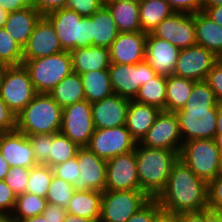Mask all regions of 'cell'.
<instances>
[{
    "mask_svg": "<svg viewBox=\"0 0 222 222\" xmlns=\"http://www.w3.org/2000/svg\"><path fill=\"white\" fill-rule=\"evenodd\" d=\"M207 188L208 184L178 159L156 199L165 218L175 213L198 212L208 208Z\"/></svg>",
    "mask_w": 222,
    "mask_h": 222,
    "instance_id": "cell-1",
    "label": "cell"
},
{
    "mask_svg": "<svg viewBox=\"0 0 222 222\" xmlns=\"http://www.w3.org/2000/svg\"><path fill=\"white\" fill-rule=\"evenodd\" d=\"M219 104L208 83L196 81L185 106L175 112L183 142L215 139Z\"/></svg>",
    "mask_w": 222,
    "mask_h": 222,
    "instance_id": "cell-2",
    "label": "cell"
},
{
    "mask_svg": "<svg viewBox=\"0 0 222 222\" xmlns=\"http://www.w3.org/2000/svg\"><path fill=\"white\" fill-rule=\"evenodd\" d=\"M135 156L140 190L149 198H157L164 190L179 154L173 150L149 148L138 143Z\"/></svg>",
    "mask_w": 222,
    "mask_h": 222,
    "instance_id": "cell-3",
    "label": "cell"
},
{
    "mask_svg": "<svg viewBox=\"0 0 222 222\" xmlns=\"http://www.w3.org/2000/svg\"><path fill=\"white\" fill-rule=\"evenodd\" d=\"M63 108L49 94L38 93L16 115V130L27 136L59 133Z\"/></svg>",
    "mask_w": 222,
    "mask_h": 222,
    "instance_id": "cell-4",
    "label": "cell"
},
{
    "mask_svg": "<svg viewBox=\"0 0 222 222\" xmlns=\"http://www.w3.org/2000/svg\"><path fill=\"white\" fill-rule=\"evenodd\" d=\"M45 17L53 24L63 50L91 46V17H82L67 8L54 10Z\"/></svg>",
    "mask_w": 222,
    "mask_h": 222,
    "instance_id": "cell-5",
    "label": "cell"
},
{
    "mask_svg": "<svg viewBox=\"0 0 222 222\" xmlns=\"http://www.w3.org/2000/svg\"><path fill=\"white\" fill-rule=\"evenodd\" d=\"M37 93L49 94L66 76L73 72L69 51L23 61Z\"/></svg>",
    "mask_w": 222,
    "mask_h": 222,
    "instance_id": "cell-6",
    "label": "cell"
},
{
    "mask_svg": "<svg viewBox=\"0 0 222 222\" xmlns=\"http://www.w3.org/2000/svg\"><path fill=\"white\" fill-rule=\"evenodd\" d=\"M221 151L214 139L183 142L179 159L207 184L218 176Z\"/></svg>",
    "mask_w": 222,
    "mask_h": 222,
    "instance_id": "cell-7",
    "label": "cell"
},
{
    "mask_svg": "<svg viewBox=\"0 0 222 222\" xmlns=\"http://www.w3.org/2000/svg\"><path fill=\"white\" fill-rule=\"evenodd\" d=\"M23 65L6 67L0 83V97L17 115L37 95Z\"/></svg>",
    "mask_w": 222,
    "mask_h": 222,
    "instance_id": "cell-8",
    "label": "cell"
},
{
    "mask_svg": "<svg viewBox=\"0 0 222 222\" xmlns=\"http://www.w3.org/2000/svg\"><path fill=\"white\" fill-rule=\"evenodd\" d=\"M108 71L114 94L129 100H134L140 86L156 76L145 59L131 65L111 63Z\"/></svg>",
    "mask_w": 222,
    "mask_h": 222,
    "instance_id": "cell-9",
    "label": "cell"
},
{
    "mask_svg": "<svg viewBox=\"0 0 222 222\" xmlns=\"http://www.w3.org/2000/svg\"><path fill=\"white\" fill-rule=\"evenodd\" d=\"M149 199L141 190H105L99 222H126Z\"/></svg>",
    "mask_w": 222,
    "mask_h": 222,
    "instance_id": "cell-10",
    "label": "cell"
},
{
    "mask_svg": "<svg viewBox=\"0 0 222 222\" xmlns=\"http://www.w3.org/2000/svg\"><path fill=\"white\" fill-rule=\"evenodd\" d=\"M137 144L126 126L122 125L104 129L95 128L86 147L99 158L107 161L117 155L135 150Z\"/></svg>",
    "mask_w": 222,
    "mask_h": 222,
    "instance_id": "cell-11",
    "label": "cell"
},
{
    "mask_svg": "<svg viewBox=\"0 0 222 222\" xmlns=\"http://www.w3.org/2000/svg\"><path fill=\"white\" fill-rule=\"evenodd\" d=\"M95 131L91 103L84 100L63 108L60 133L86 147Z\"/></svg>",
    "mask_w": 222,
    "mask_h": 222,
    "instance_id": "cell-12",
    "label": "cell"
},
{
    "mask_svg": "<svg viewBox=\"0 0 222 222\" xmlns=\"http://www.w3.org/2000/svg\"><path fill=\"white\" fill-rule=\"evenodd\" d=\"M140 144L149 148L173 150L179 154L183 139L176 113L161 110Z\"/></svg>",
    "mask_w": 222,
    "mask_h": 222,
    "instance_id": "cell-13",
    "label": "cell"
},
{
    "mask_svg": "<svg viewBox=\"0 0 222 222\" xmlns=\"http://www.w3.org/2000/svg\"><path fill=\"white\" fill-rule=\"evenodd\" d=\"M218 60L212 51L196 44L180 50L173 75L193 81H204Z\"/></svg>",
    "mask_w": 222,
    "mask_h": 222,
    "instance_id": "cell-14",
    "label": "cell"
},
{
    "mask_svg": "<svg viewBox=\"0 0 222 222\" xmlns=\"http://www.w3.org/2000/svg\"><path fill=\"white\" fill-rule=\"evenodd\" d=\"M151 34L166 40L180 50L196 45L194 14L174 12L156 26Z\"/></svg>",
    "mask_w": 222,
    "mask_h": 222,
    "instance_id": "cell-15",
    "label": "cell"
},
{
    "mask_svg": "<svg viewBox=\"0 0 222 222\" xmlns=\"http://www.w3.org/2000/svg\"><path fill=\"white\" fill-rule=\"evenodd\" d=\"M105 190H140L135 150L106 161Z\"/></svg>",
    "mask_w": 222,
    "mask_h": 222,
    "instance_id": "cell-16",
    "label": "cell"
},
{
    "mask_svg": "<svg viewBox=\"0 0 222 222\" xmlns=\"http://www.w3.org/2000/svg\"><path fill=\"white\" fill-rule=\"evenodd\" d=\"M80 173L74 183L75 190L105 191L106 160L99 158L87 147H81L77 152Z\"/></svg>",
    "mask_w": 222,
    "mask_h": 222,
    "instance_id": "cell-17",
    "label": "cell"
},
{
    "mask_svg": "<svg viewBox=\"0 0 222 222\" xmlns=\"http://www.w3.org/2000/svg\"><path fill=\"white\" fill-rule=\"evenodd\" d=\"M64 51L53 24L42 16L36 23L27 45L23 48V61L51 56Z\"/></svg>",
    "mask_w": 222,
    "mask_h": 222,
    "instance_id": "cell-18",
    "label": "cell"
},
{
    "mask_svg": "<svg viewBox=\"0 0 222 222\" xmlns=\"http://www.w3.org/2000/svg\"><path fill=\"white\" fill-rule=\"evenodd\" d=\"M180 49L170 42L147 34L145 44V60L156 75L168 77L174 74L175 64Z\"/></svg>",
    "mask_w": 222,
    "mask_h": 222,
    "instance_id": "cell-19",
    "label": "cell"
},
{
    "mask_svg": "<svg viewBox=\"0 0 222 222\" xmlns=\"http://www.w3.org/2000/svg\"><path fill=\"white\" fill-rule=\"evenodd\" d=\"M129 103V99L117 94L91 103L95 128L104 129L125 125Z\"/></svg>",
    "mask_w": 222,
    "mask_h": 222,
    "instance_id": "cell-20",
    "label": "cell"
},
{
    "mask_svg": "<svg viewBox=\"0 0 222 222\" xmlns=\"http://www.w3.org/2000/svg\"><path fill=\"white\" fill-rule=\"evenodd\" d=\"M0 152L10 167L38 165L29 138L17 130L0 133Z\"/></svg>",
    "mask_w": 222,
    "mask_h": 222,
    "instance_id": "cell-21",
    "label": "cell"
},
{
    "mask_svg": "<svg viewBox=\"0 0 222 222\" xmlns=\"http://www.w3.org/2000/svg\"><path fill=\"white\" fill-rule=\"evenodd\" d=\"M147 33H119L112 42L110 51L111 63L137 64L145 59Z\"/></svg>",
    "mask_w": 222,
    "mask_h": 222,
    "instance_id": "cell-22",
    "label": "cell"
},
{
    "mask_svg": "<svg viewBox=\"0 0 222 222\" xmlns=\"http://www.w3.org/2000/svg\"><path fill=\"white\" fill-rule=\"evenodd\" d=\"M42 16L33 6L26 7L9 13L3 28L20 47L24 48Z\"/></svg>",
    "mask_w": 222,
    "mask_h": 222,
    "instance_id": "cell-23",
    "label": "cell"
},
{
    "mask_svg": "<svg viewBox=\"0 0 222 222\" xmlns=\"http://www.w3.org/2000/svg\"><path fill=\"white\" fill-rule=\"evenodd\" d=\"M73 72L80 74L108 70L111 65L110 51L105 47L89 46L70 50Z\"/></svg>",
    "mask_w": 222,
    "mask_h": 222,
    "instance_id": "cell-24",
    "label": "cell"
},
{
    "mask_svg": "<svg viewBox=\"0 0 222 222\" xmlns=\"http://www.w3.org/2000/svg\"><path fill=\"white\" fill-rule=\"evenodd\" d=\"M160 111L157 107L130 100L125 126L137 143L153 126Z\"/></svg>",
    "mask_w": 222,
    "mask_h": 222,
    "instance_id": "cell-25",
    "label": "cell"
},
{
    "mask_svg": "<svg viewBox=\"0 0 222 222\" xmlns=\"http://www.w3.org/2000/svg\"><path fill=\"white\" fill-rule=\"evenodd\" d=\"M196 44L222 58V27L211 20L203 11L194 13Z\"/></svg>",
    "mask_w": 222,
    "mask_h": 222,
    "instance_id": "cell-26",
    "label": "cell"
},
{
    "mask_svg": "<svg viewBox=\"0 0 222 222\" xmlns=\"http://www.w3.org/2000/svg\"><path fill=\"white\" fill-rule=\"evenodd\" d=\"M118 34L111 12L103 5L91 16V46L109 49Z\"/></svg>",
    "mask_w": 222,
    "mask_h": 222,
    "instance_id": "cell-27",
    "label": "cell"
},
{
    "mask_svg": "<svg viewBox=\"0 0 222 222\" xmlns=\"http://www.w3.org/2000/svg\"><path fill=\"white\" fill-rule=\"evenodd\" d=\"M111 12L119 33L141 32L139 3L131 1H104Z\"/></svg>",
    "mask_w": 222,
    "mask_h": 222,
    "instance_id": "cell-28",
    "label": "cell"
},
{
    "mask_svg": "<svg viewBox=\"0 0 222 222\" xmlns=\"http://www.w3.org/2000/svg\"><path fill=\"white\" fill-rule=\"evenodd\" d=\"M102 206V192L95 190H76L71 197L67 213L99 221Z\"/></svg>",
    "mask_w": 222,
    "mask_h": 222,
    "instance_id": "cell-29",
    "label": "cell"
},
{
    "mask_svg": "<svg viewBox=\"0 0 222 222\" xmlns=\"http://www.w3.org/2000/svg\"><path fill=\"white\" fill-rule=\"evenodd\" d=\"M85 100L93 103L114 94L108 70L80 74Z\"/></svg>",
    "mask_w": 222,
    "mask_h": 222,
    "instance_id": "cell-30",
    "label": "cell"
},
{
    "mask_svg": "<svg viewBox=\"0 0 222 222\" xmlns=\"http://www.w3.org/2000/svg\"><path fill=\"white\" fill-rule=\"evenodd\" d=\"M62 108L85 100L81 77L72 72L59 82L49 93Z\"/></svg>",
    "mask_w": 222,
    "mask_h": 222,
    "instance_id": "cell-31",
    "label": "cell"
},
{
    "mask_svg": "<svg viewBox=\"0 0 222 222\" xmlns=\"http://www.w3.org/2000/svg\"><path fill=\"white\" fill-rule=\"evenodd\" d=\"M141 32L151 33L174 11L165 0H142L139 3Z\"/></svg>",
    "mask_w": 222,
    "mask_h": 222,
    "instance_id": "cell-32",
    "label": "cell"
},
{
    "mask_svg": "<svg viewBox=\"0 0 222 222\" xmlns=\"http://www.w3.org/2000/svg\"><path fill=\"white\" fill-rule=\"evenodd\" d=\"M196 81L170 75L166 84V111L177 112L188 101Z\"/></svg>",
    "mask_w": 222,
    "mask_h": 222,
    "instance_id": "cell-33",
    "label": "cell"
},
{
    "mask_svg": "<svg viewBox=\"0 0 222 222\" xmlns=\"http://www.w3.org/2000/svg\"><path fill=\"white\" fill-rule=\"evenodd\" d=\"M167 77L156 75L152 80L140 86L135 101L166 111Z\"/></svg>",
    "mask_w": 222,
    "mask_h": 222,
    "instance_id": "cell-34",
    "label": "cell"
},
{
    "mask_svg": "<svg viewBox=\"0 0 222 222\" xmlns=\"http://www.w3.org/2000/svg\"><path fill=\"white\" fill-rule=\"evenodd\" d=\"M81 147L62 133H54L50 144L49 167L64 163L76 157Z\"/></svg>",
    "mask_w": 222,
    "mask_h": 222,
    "instance_id": "cell-35",
    "label": "cell"
},
{
    "mask_svg": "<svg viewBox=\"0 0 222 222\" xmlns=\"http://www.w3.org/2000/svg\"><path fill=\"white\" fill-rule=\"evenodd\" d=\"M46 205L47 200L45 198L25 192L17 195L11 216L14 219H26L41 215Z\"/></svg>",
    "mask_w": 222,
    "mask_h": 222,
    "instance_id": "cell-36",
    "label": "cell"
},
{
    "mask_svg": "<svg viewBox=\"0 0 222 222\" xmlns=\"http://www.w3.org/2000/svg\"><path fill=\"white\" fill-rule=\"evenodd\" d=\"M53 174L48 165L38 164L30 168L26 192L46 198Z\"/></svg>",
    "mask_w": 222,
    "mask_h": 222,
    "instance_id": "cell-37",
    "label": "cell"
},
{
    "mask_svg": "<svg viewBox=\"0 0 222 222\" xmlns=\"http://www.w3.org/2000/svg\"><path fill=\"white\" fill-rule=\"evenodd\" d=\"M23 63V48L20 47L4 28H0V64L6 67Z\"/></svg>",
    "mask_w": 222,
    "mask_h": 222,
    "instance_id": "cell-38",
    "label": "cell"
},
{
    "mask_svg": "<svg viewBox=\"0 0 222 222\" xmlns=\"http://www.w3.org/2000/svg\"><path fill=\"white\" fill-rule=\"evenodd\" d=\"M75 191L73 184L53 174L45 199L49 204L66 208Z\"/></svg>",
    "mask_w": 222,
    "mask_h": 222,
    "instance_id": "cell-39",
    "label": "cell"
},
{
    "mask_svg": "<svg viewBox=\"0 0 222 222\" xmlns=\"http://www.w3.org/2000/svg\"><path fill=\"white\" fill-rule=\"evenodd\" d=\"M164 212L156 198H150L126 222H164Z\"/></svg>",
    "mask_w": 222,
    "mask_h": 222,
    "instance_id": "cell-40",
    "label": "cell"
},
{
    "mask_svg": "<svg viewBox=\"0 0 222 222\" xmlns=\"http://www.w3.org/2000/svg\"><path fill=\"white\" fill-rule=\"evenodd\" d=\"M27 137L37 164L49 166L50 144L53 141V134H35Z\"/></svg>",
    "mask_w": 222,
    "mask_h": 222,
    "instance_id": "cell-41",
    "label": "cell"
},
{
    "mask_svg": "<svg viewBox=\"0 0 222 222\" xmlns=\"http://www.w3.org/2000/svg\"><path fill=\"white\" fill-rule=\"evenodd\" d=\"M29 172L30 168L22 166L10 167L3 181L12 189L16 196L23 194L26 192Z\"/></svg>",
    "mask_w": 222,
    "mask_h": 222,
    "instance_id": "cell-42",
    "label": "cell"
},
{
    "mask_svg": "<svg viewBox=\"0 0 222 222\" xmlns=\"http://www.w3.org/2000/svg\"><path fill=\"white\" fill-rule=\"evenodd\" d=\"M104 5V0H67L65 8L75 11L82 17H91Z\"/></svg>",
    "mask_w": 222,
    "mask_h": 222,
    "instance_id": "cell-43",
    "label": "cell"
},
{
    "mask_svg": "<svg viewBox=\"0 0 222 222\" xmlns=\"http://www.w3.org/2000/svg\"><path fill=\"white\" fill-rule=\"evenodd\" d=\"M52 169L55 176L62 178L73 185L78 177V174L80 173L77 157L58 164Z\"/></svg>",
    "mask_w": 222,
    "mask_h": 222,
    "instance_id": "cell-44",
    "label": "cell"
},
{
    "mask_svg": "<svg viewBox=\"0 0 222 222\" xmlns=\"http://www.w3.org/2000/svg\"><path fill=\"white\" fill-rule=\"evenodd\" d=\"M208 208L222 212V176H217L208 183Z\"/></svg>",
    "mask_w": 222,
    "mask_h": 222,
    "instance_id": "cell-45",
    "label": "cell"
},
{
    "mask_svg": "<svg viewBox=\"0 0 222 222\" xmlns=\"http://www.w3.org/2000/svg\"><path fill=\"white\" fill-rule=\"evenodd\" d=\"M205 81L213 90L218 104L222 105V59L214 64Z\"/></svg>",
    "mask_w": 222,
    "mask_h": 222,
    "instance_id": "cell-46",
    "label": "cell"
},
{
    "mask_svg": "<svg viewBox=\"0 0 222 222\" xmlns=\"http://www.w3.org/2000/svg\"><path fill=\"white\" fill-rule=\"evenodd\" d=\"M174 12L194 14L203 11L204 0H165Z\"/></svg>",
    "mask_w": 222,
    "mask_h": 222,
    "instance_id": "cell-47",
    "label": "cell"
},
{
    "mask_svg": "<svg viewBox=\"0 0 222 222\" xmlns=\"http://www.w3.org/2000/svg\"><path fill=\"white\" fill-rule=\"evenodd\" d=\"M16 194L3 181L0 180V214H10L13 212Z\"/></svg>",
    "mask_w": 222,
    "mask_h": 222,
    "instance_id": "cell-48",
    "label": "cell"
},
{
    "mask_svg": "<svg viewBox=\"0 0 222 222\" xmlns=\"http://www.w3.org/2000/svg\"><path fill=\"white\" fill-rule=\"evenodd\" d=\"M16 130V114L0 97V133Z\"/></svg>",
    "mask_w": 222,
    "mask_h": 222,
    "instance_id": "cell-49",
    "label": "cell"
},
{
    "mask_svg": "<svg viewBox=\"0 0 222 222\" xmlns=\"http://www.w3.org/2000/svg\"><path fill=\"white\" fill-rule=\"evenodd\" d=\"M67 0H33V7L38 10L43 16L48 13L65 8Z\"/></svg>",
    "mask_w": 222,
    "mask_h": 222,
    "instance_id": "cell-50",
    "label": "cell"
},
{
    "mask_svg": "<svg viewBox=\"0 0 222 222\" xmlns=\"http://www.w3.org/2000/svg\"><path fill=\"white\" fill-rule=\"evenodd\" d=\"M168 222H205V210L175 213L166 217Z\"/></svg>",
    "mask_w": 222,
    "mask_h": 222,
    "instance_id": "cell-51",
    "label": "cell"
},
{
    "mask_svg": "<svg viewBox=\"0 0 222 222\" xmlns=\"http://www.w3.org/2000/svg\"><path fill=\"white\" fill-rule=\"evenodd\" d=\"M66 214V208L47 203L46 208L41 215L47 220V222H64Z\"/></svg>",
    "mask_w": 222,
    "mask_h": 222,
    "instance_id": "cell-52",
    "label": "cell"
},
{
    "mask_svg": "<svg viewBox=\"0 0 222 222\" xmlns=\"http://www.w3.org/2000/svg\"><path fill=\"white\" fill-rule=\"evenodd\" d=\"M32 6L33 0H0V7L8 13Z\"/></svg>",
    "mask_w": 222,
    "mask_h": 222,
    "instance_id": "cell-53",
    "label": "cell"
},
{
    "mask_svg": "<svg viewBox=\"0 0 222 222\" xmlns=\"http://www.w3.org/2000/svg\"><path fill=\"white\" fill-rule=\"evenodd\" d=\"M203 12L214 22L222 27V5L214 7H203Z\"/></svg>",
    "mask_w": 222,
    "mask_h": 222,
    "instance_id": "cell-54",
    "label": "cell"
},
{
    "mask_svg": "<svg viewBox=\"0 0 222 222\" xmlns=\"http://www.w3.org/2000/svg\"><path fill=\"white\" fill-rule=\"evenodd\" d=\"M205 222H222V212L205 209Z\"/></svg>",
    "mask_w": 222,
    "mask_h": 222,
    "instance_id": "cell-55",
    "label": "cell"
},
{
    "mask_svg": "<svg viewBox=\"0 0 222 222\" xmlns=\"http://www.w3.org/2000/svg\"><path fill=\"white\" fill-rule=\"evenodd\" d=\"M9 170H10L9 163L4 159V157L0 152V180H4Z\"/></svg>",
    "mask_w": 222,
    "mask_h": 222,
    "instance_id": "cell-56",
    "label": "cell"
},
{
    "mask_svg": "<svg viewBox=\"0 0 222 222\" xmlns=\"http://www.w3.org/2000/svg\"><path fill=\"white\" fill-rule=\"evenodd\" d=\"M64 222H99L67 213Z\"/></svg>",
    "mask_w": 222,
    "mask_h": 222,
    "instance_id": "cell-57",
    "label": "cell"
},
{
    "mask_svg": "<svg viewBox=\"0 0 222 222\" xmlns=\"http://www.w3.org/2000/svg\"><path fill=\"white\" fill-rule=\"evenodd\" d=\"M222 134V105L218 107V116L216 120V135Z\"/></svg>",
    "mask_w": 222,
    "mask_h": 222,
    "instance_id": "cell-58",
    "label": "cell"
},
{
    "mask_svg": "<svg viewBox=\"0 0 222 222\" xmlns=\"http://www.w3.org/2000/svg\"><path fill=\"white\" fill-rule=\"evenodd\" d=\"M15 222H47V220L42 215H37L26 219H14Z\"/></svg>",
    "mask_w": 222,
    "mask_h": 222,
    "instance_id": "cell-59",
    "label": "cell"
},
{
    "mask_svg": "<svg viewBox=\"0 0 222 222\" xmlns=\"http://www.w3.org/2000/svg\"><path fill=\"white\" fill-rule=\"evenodd\" d=\"M222 0H204L203 7L221 6Z\"/></svg>",
    "mask_w": 222,
    "mask_h": 222,
    "instance_id": "cell-60",
    "label": "cell"
},
{
    "mask_svg": "<svg viewBox=\"0 0 222 222\" xmlns=\"http://www.w3.org/2000/svg\"><path fill=\"white\" fill-rule=\"evenodd\" d=\"M8 14L9 13L6 10H3L0 7V28H3V26L5 25L7 17H8Z\"/></svg>",
    "mask_w": 222,
    "mask_h": 222,
    "instance_id": "cell-61",
    "label": "cell"
},
{
    "mask_svg": "<svg viewBox=\"0 0 222 222\" xmlns=\"http://www.w3.org/2000/svg\"><path fill=\"white\" fill-rule=\"evenodd\" d=\"M0 222H15L10 214H0Z\"/></svg>",
    "mask_w": 222,
    "mask_h": 222,
    "instance_id": "cell-62",
    "label": "cell"
},
{
    "mask_svg": "<svg viewBox=\"0 0 222 222\" xmlns=\"http://www.w3.org/2000/svg\"><path fill=\"white\" fill-rule=\"evenodd\" d=\"M214 140L219 150L222 152V134L216 135Z\"/></svg>",
    "mask_w": 222,
    "mask_h": 222,
    "instance_id": "cell-63",
    "label": "cell"
},
{
    "mask_svg": "<svg viewBox=\"0 0 222 222\" xmlns=\"http://www.w3.org/2000/svg\"><path fill=\"white\" fill-rule=\"evenodd\" d=\"M218 176H222V152L220 155Z\"/></svg>",
    "mask_w": 222,
    "mask_h": 222,
    "instance_id": "cell-64",
    "label": "cell"
},
{
    "mask_svg": "<svg viewBox=\"0 0 222 222\" xmlns=\"http://www.w3.org/2000/svg\"><path fill=\"white\" fill-rule=\"evenodd\" d=\"M5 68H6L5 65H0V83H1V78H2V75H3V72H4Z\"/></svg>",
    "mask_w": 222,
    "mask_h": 222,
    "instance_id": "cell-65",
    "label": "cell"
},
{
    "mask_svg": "<svg viewBox=\"0 0 222 222\" xmlns=\"http://www.w3.org/2000/svg\"><path fill=\"white\" fill-rule=\"evenodd\" d=\"M104 1H131L140 3L142 0H104Z\"/></svg>",
    "mask_w": 222,
    "mask_h": 222,
    "instance_id": "cell-66",
    "label": "cell"
}]
</instances>
